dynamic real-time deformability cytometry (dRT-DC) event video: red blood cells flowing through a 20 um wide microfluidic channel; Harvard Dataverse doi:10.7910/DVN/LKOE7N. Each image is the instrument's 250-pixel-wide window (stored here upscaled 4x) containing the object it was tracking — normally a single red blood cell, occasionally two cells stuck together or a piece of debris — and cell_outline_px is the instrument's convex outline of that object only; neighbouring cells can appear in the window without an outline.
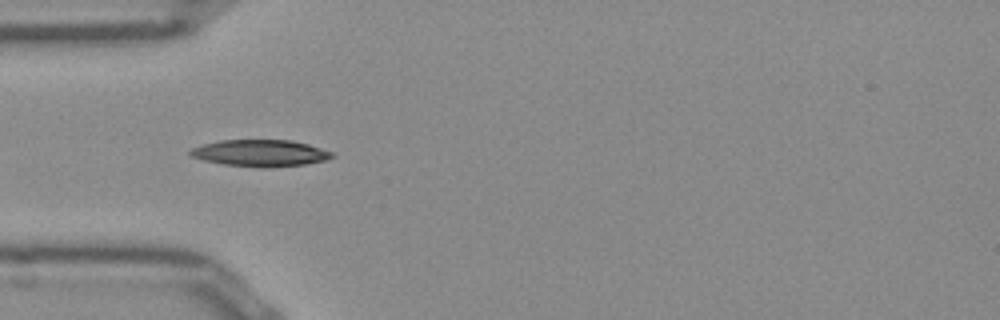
{"species": "Egyptian fruit bat (a non-hibernating species)", "species_latin": "Rousettus aegyptiacus", "temperature_condition": "room temperature", "stored_images_in_passage": 16, "camera_frame_rate_fps": 3000, "um_per_image_px": 0.085, "frame": {"image": 1, "passage_image": 3, "time_ms": 0.667, "image_size_px": [1000, 320], "cell_outline_px": [[332, 156], [324, 160], [304, 164], [264, 168], [224, 164], [204, 160], [192, 156], [188, 152], [192, 148], [204, 144], [220, 140], [292, 140], [308, 144], [332, 152]], "centroid_in_image_um": [22.1, 13.01], "position_along_channel_um": 62.9, "area_um2": 21.73}}